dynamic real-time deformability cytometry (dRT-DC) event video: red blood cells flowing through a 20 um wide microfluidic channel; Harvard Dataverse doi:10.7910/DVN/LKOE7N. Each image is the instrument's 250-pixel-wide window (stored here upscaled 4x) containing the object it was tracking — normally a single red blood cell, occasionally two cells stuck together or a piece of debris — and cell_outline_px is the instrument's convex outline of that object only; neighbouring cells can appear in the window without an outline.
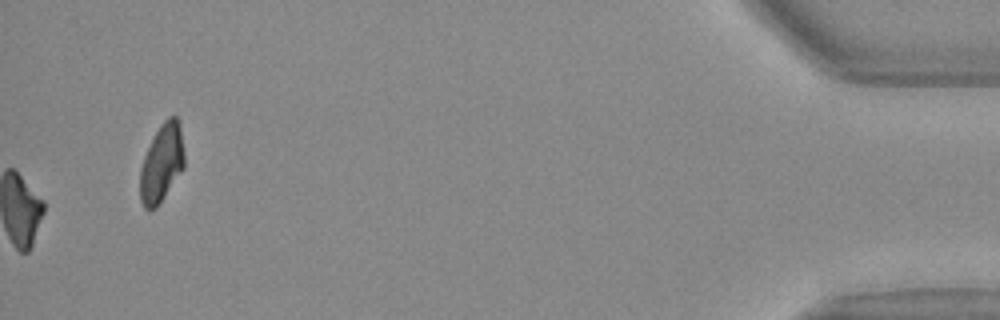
{"species": "Egyptian fruit bat (a non-hibernating species)", "species_latin": "Rousettus aegyptiacus", "temperature_condition": "warm", "stored_images_in_passage": 36, "camera_frame_rate_fps": 3000, "um_per_image_px": 0.085, "animal": {"sex": "female"}, "frame": {"image": 1, "passage_image": 36, "time_ms": 11.667, "image_size_px": [1000, 320], "cell_outline_px": [[184, 168], [156, 208], [148, 212], [144, 208], [140, 200], [140, 168], [144, 156], [160, 124], [168, 116], [176, 116], [180, 120], [184, 152]], "centroid_in_image_um": [13.75, 13.87], "position_along_channel_um": 421.4, "area_um2": 20.29}}